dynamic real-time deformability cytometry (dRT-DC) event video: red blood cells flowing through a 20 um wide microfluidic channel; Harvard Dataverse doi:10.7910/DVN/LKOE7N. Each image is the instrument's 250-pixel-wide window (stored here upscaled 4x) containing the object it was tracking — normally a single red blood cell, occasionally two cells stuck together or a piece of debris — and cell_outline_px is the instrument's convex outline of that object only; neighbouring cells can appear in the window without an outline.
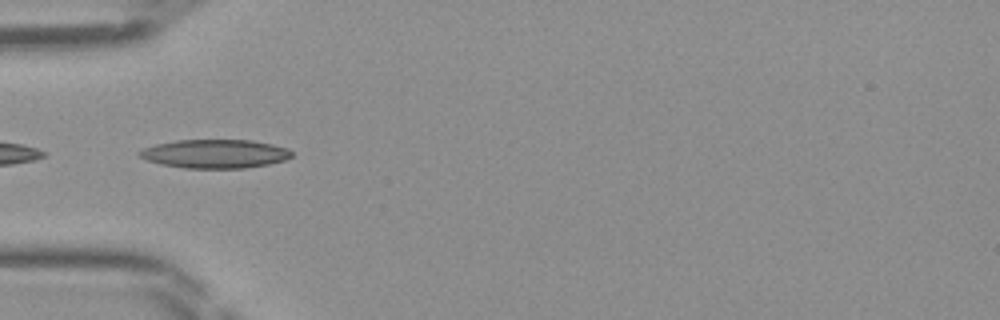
{"species": "Egyptian fruit bat (a non-hibernating species)", "species_latin": "Rousettus aegyptiacus", "temperature_condition": "room temperature", "stored_images_in_passage": 47, "camera_frame_rate_fps": 3000, "um_per_image_px": 0.085, "frame": {"image": 1, "passage_image": 15, "time_ms": 4.667, "image_size_px": [1000, 320], "cell_outline_px": [[292, 156], [284, 160], [268, 164], [244, 168], [184, 168], [160, 164], [144, 160], [136, 152], [144, 148], [156, 144], [176, 140], [252, 140], [272, 144], [288, 148], [292, 152]], "centroid_in_image_um": [18.25, 13.07], "position_along_channel_um": 66.8, "area_um2": 25.55}}
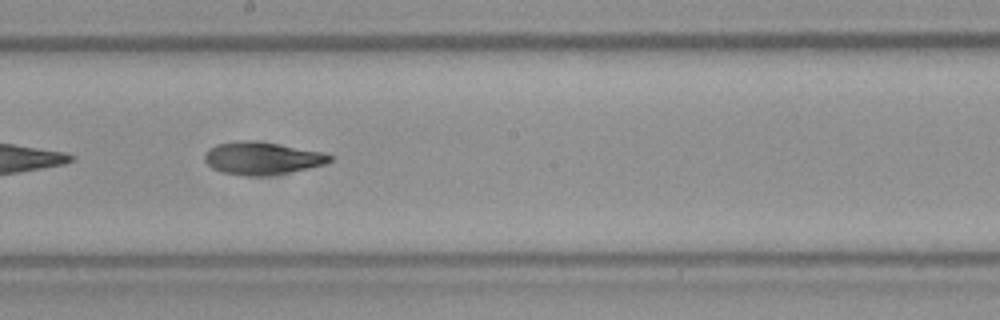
{"frame": {"image": 2, "passage_image": 26, "time_ms": 8.333, "image_size_px": [1000, 320], "cell_outline_px": [[332, 160], [328, 164], [288, 172], [264, 176], [244, 176], [220, 172], [212, 168], [204, 160], [204, 156], [208, 148], [216, 144], [240, 140], [252, 140], [324, 152], [332, 156]], "centroid_in_image_um": [22.25, 13.45], "position_along_channel_um": 225.9, "area_um2": 23.87}}
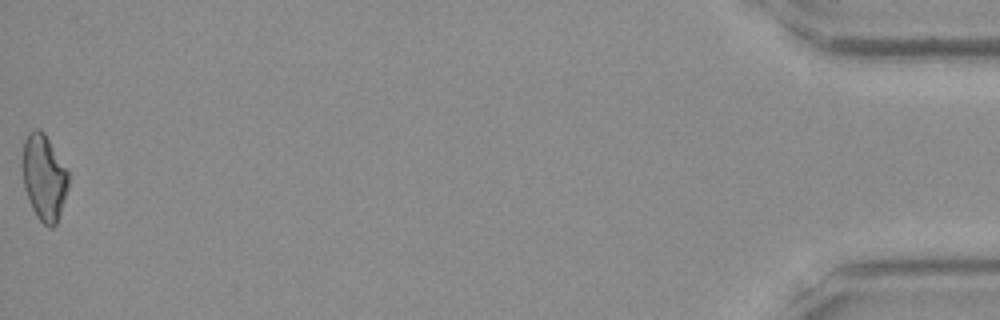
{"frame": {"image": 3, "passage_image": 47, "time_ms": 15.333, "image_size_px": [1000, 320], "cell_outline_px": [[68, 188], [56, 224], [52, 228], [44, 224], [36, 216], [28, 200], [24, 188], [20, 164], [24, 140], [28, 132], [36, 128], [40, 128], [44, 132], [68, 172]], "centroid_in_image_um": [3.69, 15.05], "position_along_channel_um": 431.5, "area_um2": 23.24}}